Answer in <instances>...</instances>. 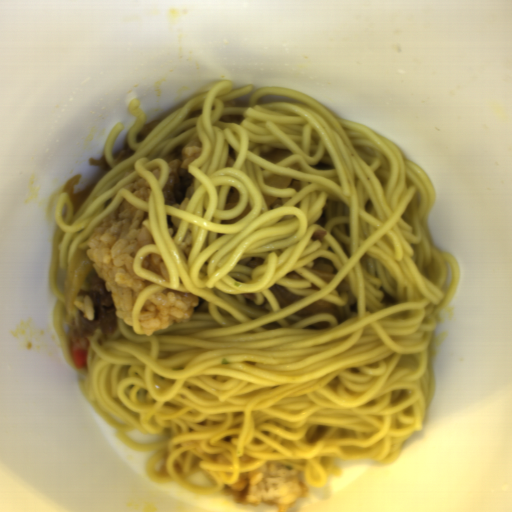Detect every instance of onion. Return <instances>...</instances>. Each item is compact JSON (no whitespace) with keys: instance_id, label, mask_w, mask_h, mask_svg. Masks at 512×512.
Returning <instances> with one entry per match:
<instances>
[{"instance_id":"obj_3","label":"onion","mask_w":512,"mask_h":512,"mask_svg":"<svg viewBox=\"0 0 512 512\" xmlns=\"http://www.w3.org/2000/svg\"><path fill=\"white\" fill-rule=\"evenodd\" d=\"M270 291L275 295L278 303L279 308H286L290 304L301 300L304 296L300 294H294L287 288L283 287L282 285H274L272 288H269Z\"/></svg>"},{"instance_id":"obj_6","label":"onion","mask_w":512,"mask_h":512,"mask_svg":"<svg viewBox=\"0 0 512 512\" xmlns=\"http://www.w3.org/2000/svg\"><path fill=\"white\" fill-rule=\"evenodd\" d=\"M263 197L265 199L267 208L279 198L276 196H267V195H264Z\"/></svg>"},{"instance_id":"obj_1","label":"onion","mask_w":512,"mask_h":512,"mask_svg":"<svg viewBox=\"0 0 512 512\" xmlns=\"http://www.w3.org/2000/svg\"><path fill=\"white\" fill-rule=\"evenodd\" d=\"M93 270V265L83 248L78 247L67 266L62 295L66 302V311L72 316L74 301L79 296L81 284Z\"/></svg>"},{"instance_id":"obj_7","label":"onion","mask_w":512,"mask_h":512,"mask_svg":"<svg viewBox=\"0 0 512 512\" xmlns=\"http://www.w3.org/2000/svg\"><path fill=\"white\" fill-rule=\"evenodd\" d=\"M239 200H240V198H239V199H237V200H235V201H232V202H230V203L225 204L224 209H225V210H228V209H231V208H233V207H236V206H237V204H238V202H239Z\"/></svg>"},{"instance_id":"obj_5","label":"onion","mask_w":512,"mask_h":512,"mask_svg":"<svg viewBox=\"0 0 512 512\" xmlns=\"http://www.w3.org/2000/svg\"><path fill=\"white\" fill-rule=\"evenodd\" d=\"M293 177L283 175H272L270 177H264L265 185L272 187L276 190H285L291 183Z\"/></svg>"},{"instance_id":"obj_2","label":"onion","mask_w":512,"mask_h":512,"mask_svg":"<svg viewBox=\"0 0 512 512\" xmlns=\"http://www.w3.org/2000/svg\"><path fill=\"white\" fill-rule=\"evenodd\" d=\"M320 313H332L333 317L337 320L338 324L340 325L353 317L338 313L336 306H334L328 301H322L319 299L316 302H312L304 309L295 312L296 316H302L305 318Z\"/></svg>"},{"instance_id":"obj_4","label":"onion","mask_w":512,"mask_h":512,"mask_svg":"<svg viewBox=\"0 0 512 512\" xmlns=\"http://www.w3.org/2000/svg\"><path fill=\"white\" fill-rule=\"evenodd\" d=\"M292 154L293 153L290 150L275 147L270 150H264L259 156L274 165L281 163L285 159L292 156Z\"/></svg>"}]
</instances>
